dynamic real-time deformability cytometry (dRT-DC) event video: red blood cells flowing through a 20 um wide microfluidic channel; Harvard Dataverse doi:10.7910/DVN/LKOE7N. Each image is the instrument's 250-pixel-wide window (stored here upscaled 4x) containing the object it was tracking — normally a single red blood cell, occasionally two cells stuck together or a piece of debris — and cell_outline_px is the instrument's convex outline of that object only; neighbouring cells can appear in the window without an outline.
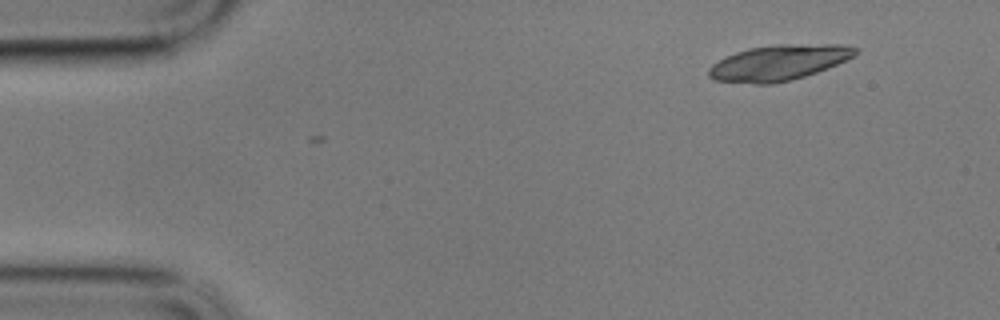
{"species": "common noctule bat (a hibernating species)", "species_latin": "Nyctalus noctula", "temperature_condition": "cold", "stored_images_in_passage": 6, "camera_frame_rate_fps": 3000, "um_per_image_px": 0.085, "animal": {"sex": "male", "body_mass_g": 17.9}, "frame": {"image": 1, "passage_image": 6, "time_ms": 1.667, "image_size_px": [1000, 320], "cell_outline_px": [[860, 52], [828, 68], [804, 76], [772, 84], [756, 84], [712, 80], [708, 76], [708, 68], [712, 64], [736, 52], [748, 48], [776, 44], [840, 44], [860, 48]], "centroid_in_image_um": [66.19, 5.32], "position_along_channel_um": 18.8, "area_um2": 30.29}}